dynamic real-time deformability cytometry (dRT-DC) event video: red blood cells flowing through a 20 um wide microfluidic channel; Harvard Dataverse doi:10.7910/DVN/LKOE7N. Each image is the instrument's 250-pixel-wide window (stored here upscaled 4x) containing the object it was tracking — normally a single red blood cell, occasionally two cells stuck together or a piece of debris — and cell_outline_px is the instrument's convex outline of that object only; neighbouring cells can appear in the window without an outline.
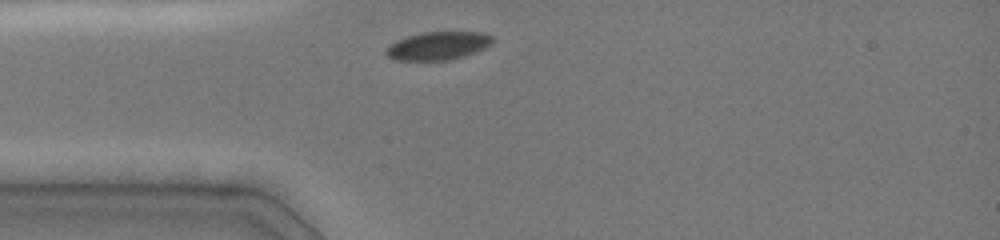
{"species": "common noctule bat (a hibernating species)", "species_latin": "Nyctalus noctula", "temperature_condition": "cold", "stored_images_in_passage": 4, "camera_frame_rate_fps": 3000, "um_per_image_px": 0.085, "animal": {"sex": "female", "body_mass_g": 19.0, "forearm_length_mm": 51.5}, "frame": {"image": 1, "passage_image": 1, "time_ms": 0.0, "image_size_px": [1000, 240], "cell_outline_px": [[496, 40], [492, 44], [484, 48], [464, 56], [448, 60], [392, 60], [384, 52], [384, 48], [388, 44], [396, 40], [408, 36], [424, 32], [484, 32], [492, 36]], "centroid_in_image_um": [37.21, 3.89], "position_along_channel_um": 47.8, "area_um2": 17.69}}